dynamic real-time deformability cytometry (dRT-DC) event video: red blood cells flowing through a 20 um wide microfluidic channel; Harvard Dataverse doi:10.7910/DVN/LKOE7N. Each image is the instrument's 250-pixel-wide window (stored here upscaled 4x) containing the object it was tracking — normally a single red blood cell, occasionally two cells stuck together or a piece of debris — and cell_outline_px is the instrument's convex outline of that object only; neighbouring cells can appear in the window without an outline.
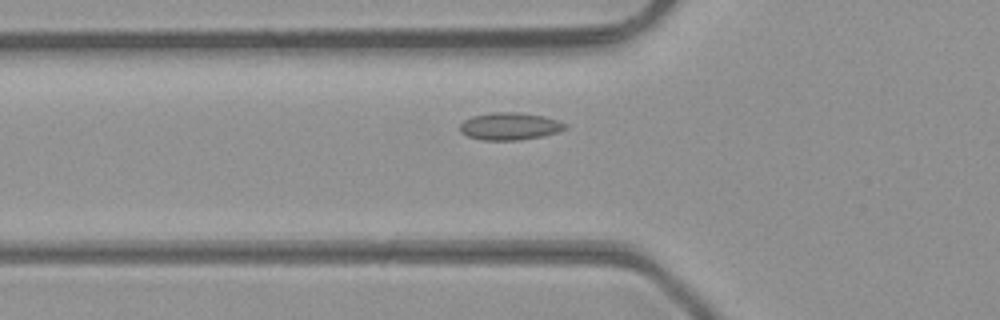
{"species": "common noctule bat (a hibernating species)", "species_latin": "Nyctalus noctula", "temperature_condition": "room temperature", "stored_images_in_passage": 31, "camera_frame_rate_fps": 3000, "um_per_image_px": 0.085, "animal": {"sex": "male", "body_mass_g": 23.1, "forearm_length_mm": 52.7}, "frame": {"image": 1, "passage_image": 7, "time_ms": 2.0, "image_size_px": [1000, 320], "cell_outline_px": [[568, 128], [560, 132], [520, 140], [484, 140], [468, 136], [460, 132], [460, 124], [464, 120], [472, 116], [492, 112], [516, 112], [544, 116], [568, 124]], "centroid_in_image_um": [43.35, 10.73], "position_along_channel_um": 82.5, "area_um2": 16.82}}
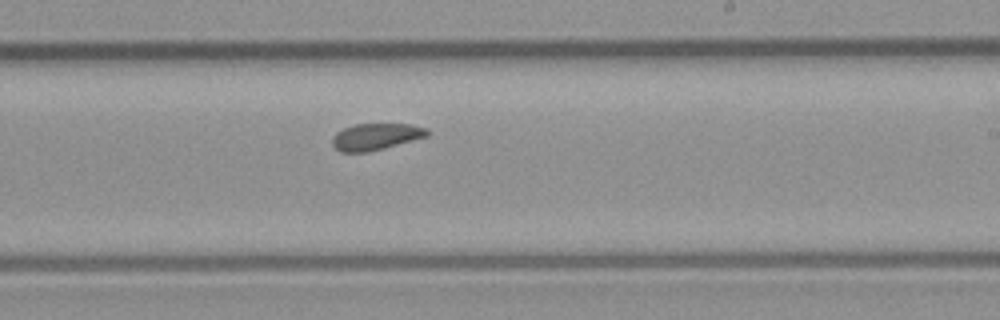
{"frame": {"image": 2, "passage_image": 19, "time_ms": 6.0, "image_size_px": [1000, 320], "cell_outline_px": [[432, 132], [428, 136], [384, 148], [368, 152], [340, 152], [332, 144], [332, 136], [336, 132], [344, 128], [356, 124], [412, 124], [428, 128]], "centroid_in_image_um": [31.97, 11.61], "position_along_channel_um": 257.0, "area_um2": 14.85}}
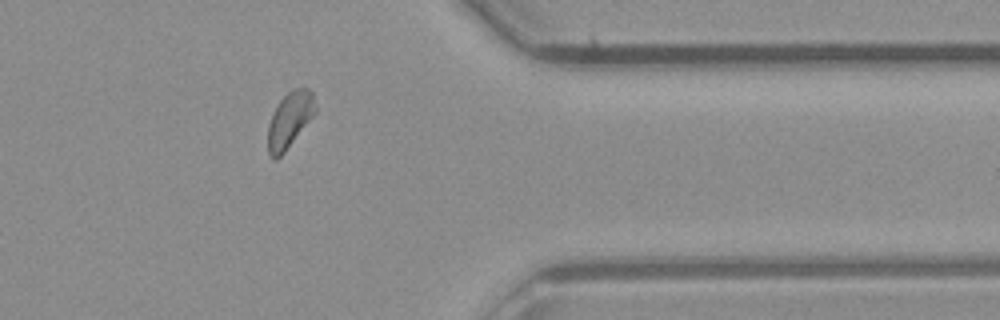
{"frame": {"image": 3, "passage_image": 29, "time_ms": 9.333, "image_size_px": [1000, 320], "cell_outline_px": [[316, 112], [284, 152], [276, 160], [272, 160], [268, 152], [268, 124], [280, 100], [292, 88], [308, 88], [312, 92], [316, 108]], "centroid_in_image_um": [24.61, 10.19], "position_along_channel_um": 386.8, "area_um2": 15.14}, "authors_computed_cell_mechanics": {"area_um2": 15.4326, "velocity_mm_per_s": 4.3452, "shape_relaxation_time_tau1_ms": null, "shape_relaxation_time_tau2_ms": 2.4574, "deformation_change_tau1": null, "deformation_change_tau2": 0.0602}}